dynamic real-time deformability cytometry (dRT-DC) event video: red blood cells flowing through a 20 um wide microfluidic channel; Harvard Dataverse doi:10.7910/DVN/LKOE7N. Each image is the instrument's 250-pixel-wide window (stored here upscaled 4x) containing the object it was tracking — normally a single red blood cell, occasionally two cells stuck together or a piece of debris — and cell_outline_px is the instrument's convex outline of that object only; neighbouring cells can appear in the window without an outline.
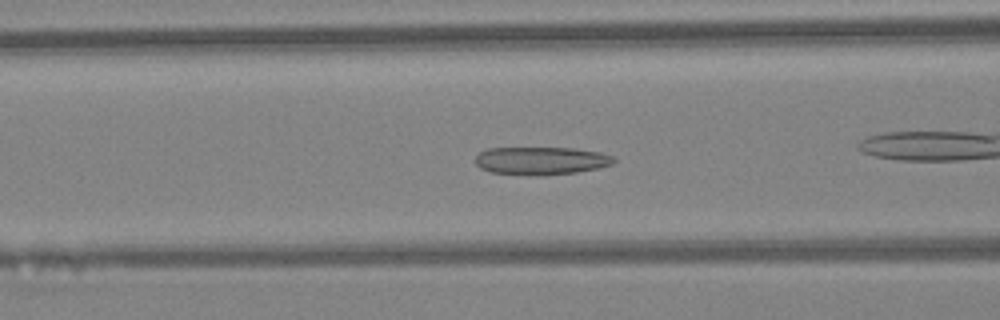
{"species": "Egyptian fruit bat (a non-hibernating species)", "species_latin": "Rousettus aegyptiacus", "temperature_condition": "warm", "stored_images_in_passage": 33, "camera_frame_rate_fps": 3000, "um_per_image_px": 0.085, "animal": {"sex": "female"}, "frame": {"image": 1, "passage_image": 6, "time_ms": 1.667, "image_size_px": [1000, 320], "cell_outline_px": [[616, 160], [612, 164], [596, 168], [576, 172], [488, 172], [480, 168], [476, 164], [476, 156], [480, 152], [488, 148], [572, 148], [600, 152], [612, 156]], "centroid_in_image_um": [45.99, 13.6], "position_along_channel_um": 120.6, "area_um2": 21.21}}